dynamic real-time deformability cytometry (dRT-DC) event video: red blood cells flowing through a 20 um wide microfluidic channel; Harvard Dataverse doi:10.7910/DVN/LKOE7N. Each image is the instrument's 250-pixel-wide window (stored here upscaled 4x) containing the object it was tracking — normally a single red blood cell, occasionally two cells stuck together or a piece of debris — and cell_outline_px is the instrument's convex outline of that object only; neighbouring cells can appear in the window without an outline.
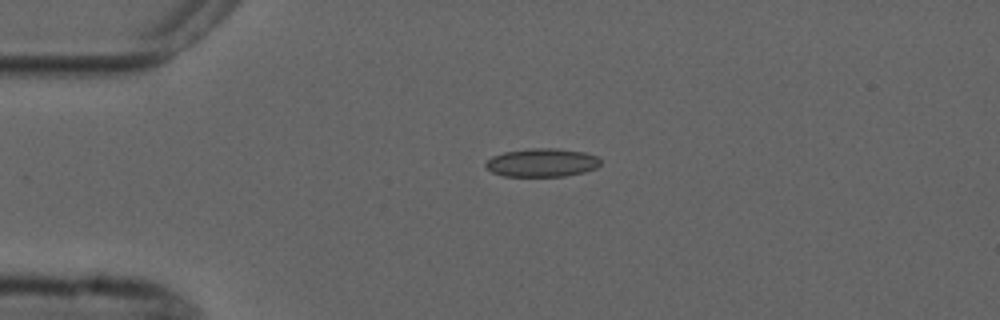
{"species": "common noctule bat (a hibernating species)", "species_latin": "Nyctalus noctula", "temperature_condition": "cold", "stored_images_in_passage": 2, "camera_frame_rate_fps": 3000, "um_per_image_px": 0.085, "animal": {"sex": "male", "forearm_length_mm": 52.5}, "frame": {"image": 1, "passage_image": 1, "time_ms": 0.0, "image_size_px": [1000, 320], "cell_outline_px": [[600, 164], [596, 168], [584, 172], [564, 176], [504, 176], [492, 172], [484, 164], [492, 156], [504, 152], [528, 148], [556, 148], [584, 152], [600, 156]], "centroid_in_image_um": [46.09, 13.81], "position_along_channel_um": 38.9, "area_um2": 19.07}}